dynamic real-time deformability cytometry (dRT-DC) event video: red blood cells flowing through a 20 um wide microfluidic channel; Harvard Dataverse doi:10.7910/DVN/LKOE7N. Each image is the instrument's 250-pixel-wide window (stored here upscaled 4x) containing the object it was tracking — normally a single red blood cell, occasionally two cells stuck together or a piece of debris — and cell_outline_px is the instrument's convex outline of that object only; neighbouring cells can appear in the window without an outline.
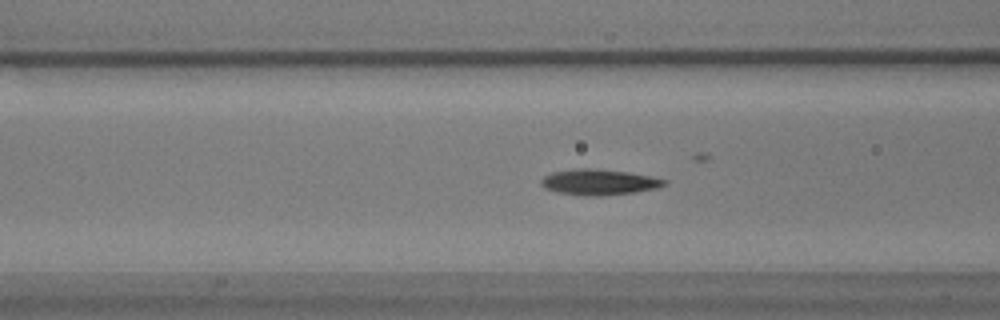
{"species": "common noctule bat (a hibernating species)", "species_latin": "Nyctalus noctula", "temperature_condition": "warm", "stored_images_in_passage": 39, "camera_frame_rate_fps": 3000, "um_per_image_px": 0.085, "animal": {"sex": "male", "body_mass_g": 17.9}, "frame": {"image": 1, "passage_image": 4, "time_ms": 1.0, "image_size_px": [1000, 320], "cell_outline_px": [[668, 184], [660, 188], [632, 192], [600, 196], [584, 196], [556, 192], [544, 188], [540, 184], [540, 180], [544, 176], [552, 172], [580, 168], [592, 168], [628, 172], [652, 176], [668, 180]], "centroid_in_image_um": [50.93, 15.48], "position_along_channel_um": 115.7, "area_um2": 18.67}}
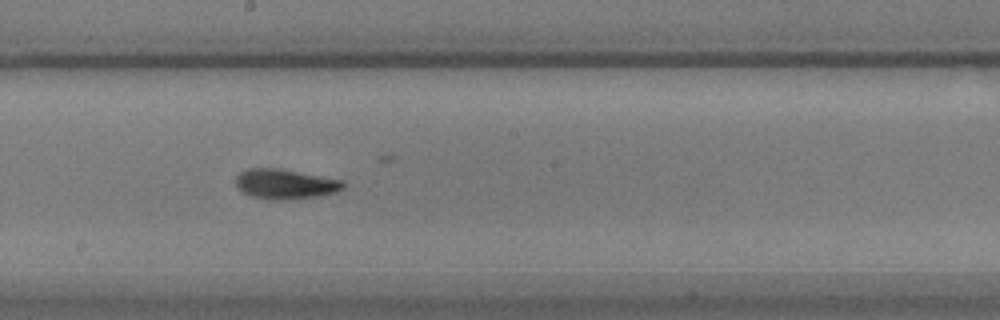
{"frame": {"image": 2, "passage_image": 13, "time_ms": 4.0, "image_size_px": [1000, 320], "cell_outline_px": [[344, 188], [336, 192], [320, 196], [272, 200], [252, 196], [244, 192], [236, 184], [236, 176], [240, 172], [248, 168], [280, 168], [344, 180]], "centroid_in_image_um": [24.27, 15.62], "position_along_channel_um": 223.9, "area_um2": 18.61}}
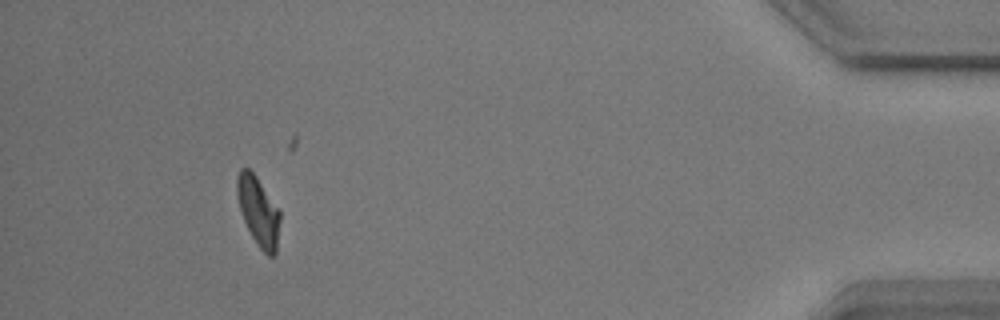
{"frame": {"image": 3, "passage_image": 34, "time_ms": 11.0, "image_size_px": [1000, 320], "cell_outline_px": [[280, 220], [276, 252], [272, 256], [268, 256], [260, 248], [252, 236], [240, 212], [236, 196], [236, 176], [240, 168], [248, 168], [256, 176], [280, 208]], "centroid_in_image_um": [21.95, 17.91], "position_along_channel_um": 413.2, "area_um2": 17.51}, "authors_computed_cell_mechanics": {"area_um2": 17.8602, "velocity_mm_per_s": 3.6056, "shape_relaxation_time_tau1_ms": null, "shape_relaxation_time_tau2_ms": 2.5207, "deformation_change_tau1": null, "deformation_change_tau2": 0.0523}}